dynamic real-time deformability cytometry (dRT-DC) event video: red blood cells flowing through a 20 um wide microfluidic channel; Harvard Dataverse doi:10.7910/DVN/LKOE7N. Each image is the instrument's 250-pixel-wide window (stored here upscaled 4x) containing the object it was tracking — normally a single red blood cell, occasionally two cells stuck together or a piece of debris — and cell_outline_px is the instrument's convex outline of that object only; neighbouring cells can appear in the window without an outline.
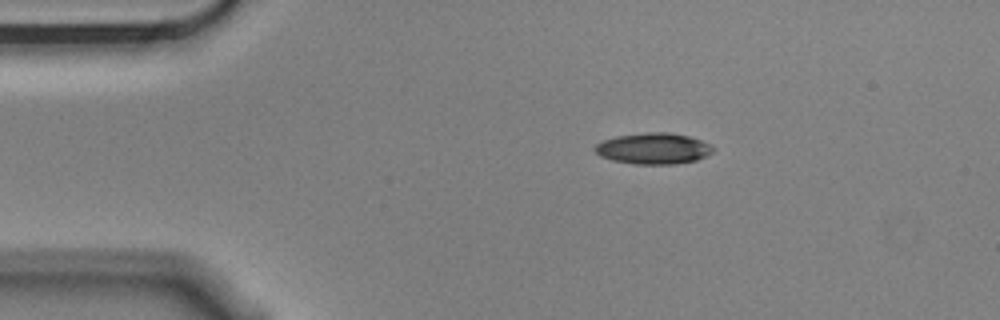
{"species": "Egyptian fruit bat (a non-hibernating species)", "species_latin": "Rousettus aegyptiacus", "temperature_condition": "cold", "stored_images_in_passage": 2, "camera_frame_rate_fps": 3000, "um_per_image_px": 0.085, "animal": {"sex": "male"}, "frame": {"image": 1, "passage_image": 1, "time_ms": 0.0, "image_size_px": [1000, 320], "cell_outline_px": [[716, 148], [712, 152], [696, 160], [676, 164], [636, 164], [612, 160], [600, 156], [592, 148], [596, 144], [604, 140], [616, 136], [644, 132], [668, 132], [688, 136], [700, 140]], "centroid_in_image_um": [55.51, 12.62], "position_along_channel_um": 29.5, "area_um2": 21.39}}